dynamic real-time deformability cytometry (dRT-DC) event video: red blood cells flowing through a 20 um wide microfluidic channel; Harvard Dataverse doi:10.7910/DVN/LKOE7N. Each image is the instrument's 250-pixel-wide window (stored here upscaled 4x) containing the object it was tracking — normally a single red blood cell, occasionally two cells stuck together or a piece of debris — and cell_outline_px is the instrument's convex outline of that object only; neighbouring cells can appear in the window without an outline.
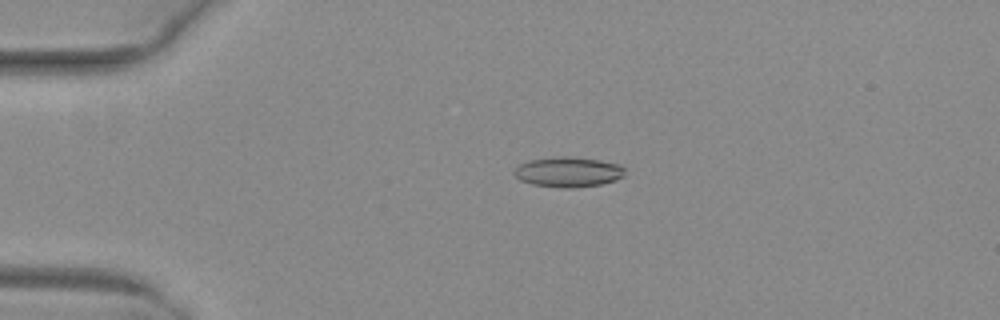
{"species": "common noctule bat (a hibernating species)", "species_latin": "Nyctalus noctula", "temperature_condition": "warm", "stored_images_in_passage": 50, "camera_frame_rate_fps": 3000, "um_per_image_px": 0.085, "animal": {"sex": "female", "body_mass_g": 29.2, "forearm_length_mm": 56.3}, "frame": {"image": 1, "passage_image": 10, "time_ms": 3.0, "image_size_px": [1000, 320], "cell_outline_px": [[624, 176], [616, 180], [600, 184], [572, 188], [560, 188], [532, 184], [520, 180], [512, 172], [520, 164], [528, 160], [560, 156], [572, 156], [600, 160], [620, 164], [624, 168]], "centroid_in_image_um": [48.3, 14.61], "position_along_channel_um": 36.7, "area_um2": 19.54}}
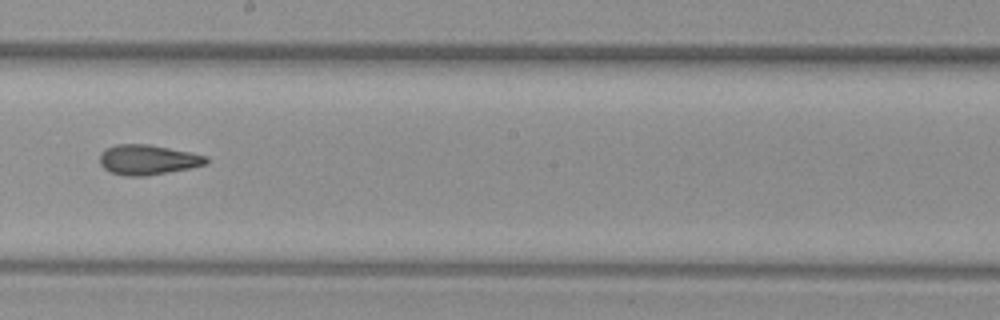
{"frame": {"image": 2, "passage_image": 28, "time_ms": 9.0, "image_size_px": [1000, 320], "cell_outline_px": [[208, 160], [204, 164], [188, 168], [144, 176], [124, 176], [108, 172], [100, 164], [100, 152], [104, 148], [116, 144], [148, 144], [208, 156]], "centroid_in_image_um": [12.48, 13.57], "position_along_channel_um": 235.7, "area_um2": 18.5}}
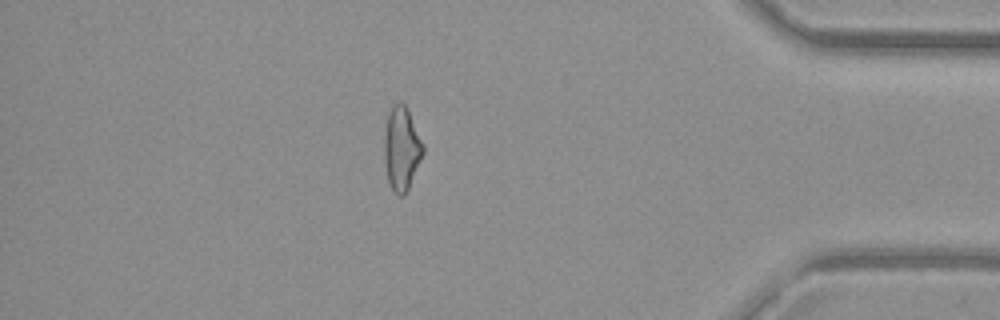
{"frame": {"image": 3, "passage_image": 43, "time_ms": 14.0, "image_size_px": [1000, 320], "cell_outline_px": [[424, 152], [408, 188], [404, 196], [400, 196], [392, 192], [388, 180], [384, 160], [384, 136], [388, 112], [392, 104], [396, 100], [400, 100], [408, 108], [424, 144]], "centroid_in_image_um": [34.13, 12.57], "position_along_channel_um": 401.1, "area_um2": 19.25}, "authors_computed_cell_mechanics": {"area_um2": 18.785, "velocity_mm_per_s": 4.0547, "shape_relaxation_time_tau1_ms": null, "shape_relaxation_time_tau2_ms": 1.5701, "deformation_change_tau1": null, "deformation_change_tau2": 0.094}}